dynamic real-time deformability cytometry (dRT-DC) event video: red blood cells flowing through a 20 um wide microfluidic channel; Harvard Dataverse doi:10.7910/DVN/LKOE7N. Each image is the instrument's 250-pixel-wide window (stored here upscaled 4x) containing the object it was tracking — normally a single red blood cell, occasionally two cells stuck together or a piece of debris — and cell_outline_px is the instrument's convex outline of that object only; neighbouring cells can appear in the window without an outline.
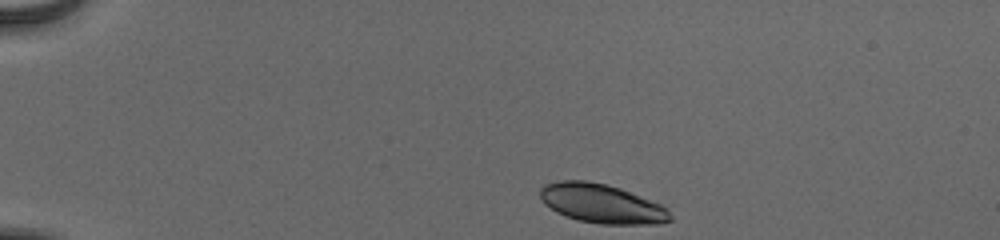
{"species": "human", "species_latin": "Homo sapiens", "temperature_condition": "cold", "stored_images_in_passage": 44, "camera_frame_rate_fps": 3000, "um_per_image_px": 0.085, "donor": {"sex": "male"}, "frame": {"image": 1, "passage_image": 1, "time_ms": 0.0, "image_size_px": [1000, 240], "cell_outline_px": [[672, 220], [660, 224], [600, 224], [580, 220], [556, 212], [544, 204], [540, 200], [540, 188], [544, 184], [560, 180], [584, 180], [604, 184], [620, 188], [660, 204], [668, 208], [672, 216]], "centroid_in_image_um": [51.14, 17.31], "position_along_channel_um": 33.9, "area_um2": 29.65}}
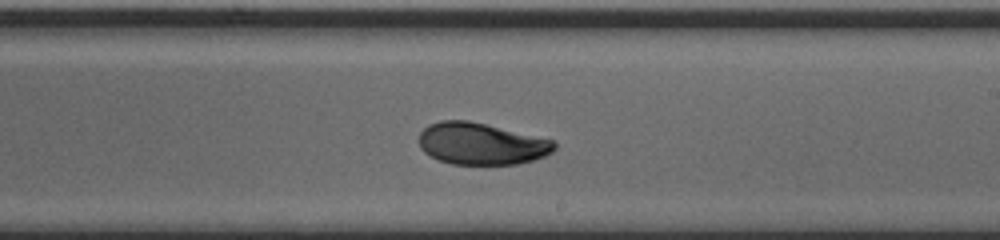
{"frame": {"image": 2, "passage_image": 24, "time_ms": 7.667, "image_size_px": [1000, 240], "cell_outline_px": [[556, 148], [552, 152], [544, 156], [532, 160], [516, 164], [452, 164], [440, 160], [424, 152], [420, 148], [420, 132], [428, 124], [440, 120], [468, 120], [552, 140], [556, 144]], "centroid_in_image_um": [40.88, 12.21], "position_along_channel_um": 248.1, "area_um2": 32.66}}
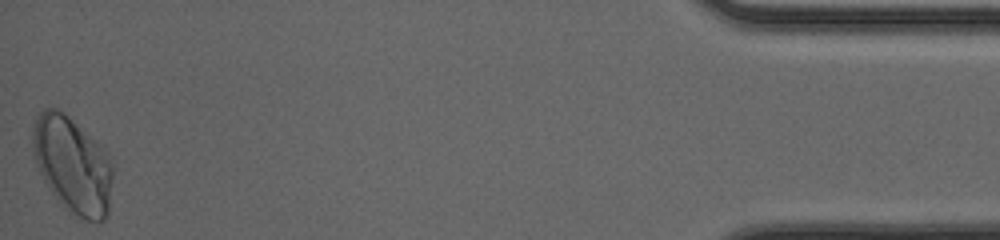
{"frame": {"image": 3, "passage_image": 44, "time_ms": 14.333, "image_size_px": [1000, 240], "cell_outline_px": [[112, 180], [108, 212], [104, 220], [96, 224], [84, 220], [68, 212], [52, 192], [44, 180], [36, 164], [32, 144], [32, 128], [36, 116], [44, 108], [56, 108], [64, 112], [108, 152], [112, 164]], "centroid_in_image_um": [6.17, 14.03], "position_along_channel_um": 429.0, "area_um2": 45.2}, "authors_computed_cell_mechanics": {"area_um2": 33.2061, "velocity_mm_per_s": 3.8604, "shape_relaxation_time_tau1_ms": 3.7125, "shape_relaxation_time_tau2_ms": 1.1973, "deformation_change_tau1": 0.1309, "deformation_change_tau2": 0.0405}}